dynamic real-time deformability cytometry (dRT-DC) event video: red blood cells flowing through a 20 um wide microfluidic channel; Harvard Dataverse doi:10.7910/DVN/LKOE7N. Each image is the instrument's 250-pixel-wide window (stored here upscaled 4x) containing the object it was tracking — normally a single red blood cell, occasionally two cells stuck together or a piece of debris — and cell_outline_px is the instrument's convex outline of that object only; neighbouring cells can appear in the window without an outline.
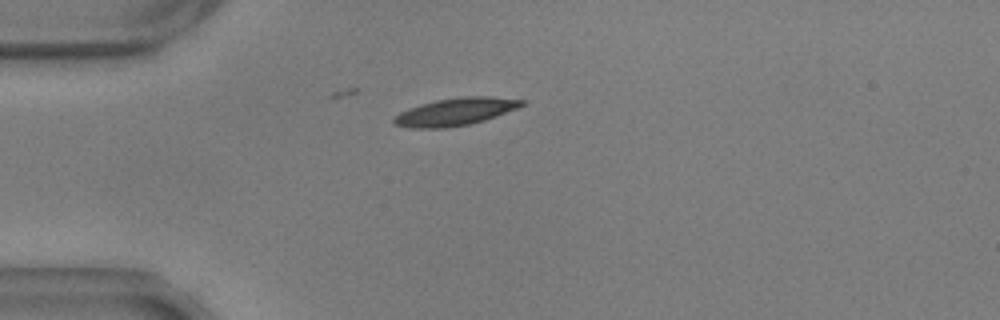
{"species": "common noctule bat (a hibernating species)", "species_latin": "Nyctalus noctula", "temperature_condition": "warm", "stored_images_in_passage": 6, "camera_frame_rate_fps": 3000, "um_per_image_px": 0.085, "animal": {"sex": "male", "body_mass_g": 17.9, "forearm_length_mm": 54.2}, "frame": {"image": 1, "passage_image": 3, "time_ms": 0.667, "image_size_px": [1000, 320], "cell_outline_px": [[524, 104], [516, 108], [496, 116], [484, 120], [468, 124], [444, 128], [412, 128], [396, 124], [392, 120], [392, 116], [408, 108], [420, 104], [436, 100], [460, 96], [488, 96], [524, 100]], "centroid_in_image_um": [38.66, 9.49], "position_along_channel_um": 46.3, "area_um2": 20.35}}